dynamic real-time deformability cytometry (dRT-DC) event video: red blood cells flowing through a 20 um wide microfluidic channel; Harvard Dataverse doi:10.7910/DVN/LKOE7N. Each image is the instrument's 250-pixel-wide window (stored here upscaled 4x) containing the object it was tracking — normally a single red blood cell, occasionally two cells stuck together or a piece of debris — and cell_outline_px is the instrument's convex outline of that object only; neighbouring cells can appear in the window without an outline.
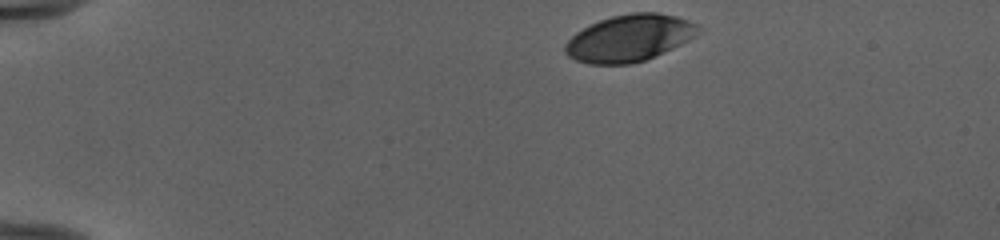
{"species": "human", "species_latin": "Homo sapiens", "temperature_condition": "cold", "stored_images_in_passage": 39, "camera_frame_rate_fps": 3000, "um_per_image_px": 0.085, "donor": {"sex": "female"}, "frame": {"image": 1, "passage_image": 1, "time_ms": 0.0, "image_size_px": [1000, 240], "cell_outline_px": [[704, 28], [696, 36], [664, 52], [644, 60], [628, 64], [588, 64], [576, 60], [568, 56], [564, 52], [564, 44], [576, 32], [600, 20], [612, 16], [632, 12], [656, 12], [676, 16], [688, 20]], "centroid_in_image_um": [53.51, 3.23], "position_along_channel_um": 31.5, "area_um2": 36.24}}
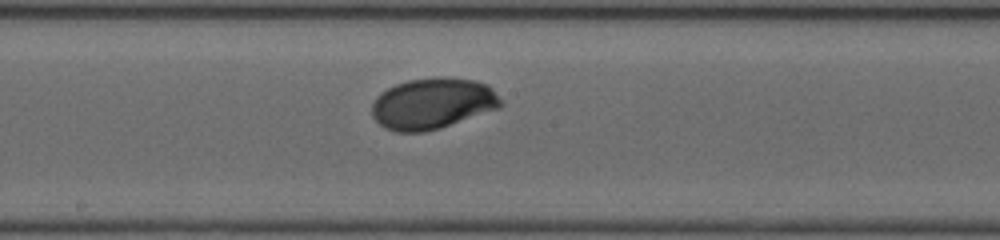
{"frame": {"image": 2, "passage_image": 21, "time_ms": 6.667, "image_size_px": [1000, 240], "cell_outline_px": [[504, 104], [500, 108], [440, 128], [424, 132], [396, 132], [384, 128], [372, 116], [372, 104], [376, 96], [380, 92], [396, 84], [408, 80], [444, 76], [476, 80], [488, 84], [504, 100]], "centroid_in_image_um": [36.81, 8.79], "position_along_channel_um": 211.4, "area_um2": 38.84}}
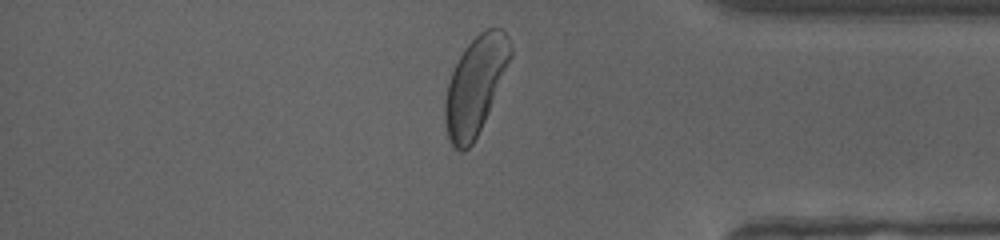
{"frame": {"image": 3, "passage_image": 36, "time_ms": 11.667, "image_size_px": [1000, 240], "cell_outline_px": [[512, 56], [484, 120], [472, 144], [464, 152], [460, 152], [452, 148], [448, 136], [444, 116], [444, 104], [448, 84], [452, 72], [464, 48], [480, 32], [488, 28], [500, 28], [508, 36], [512, 48]], "centroid_in_image_um": [40.39, 7.27], "position_along_channel_um": 394.8, "area_um2": 36.59}, "authors_computed_cell_mechanics": {"area_um2": 37.57, "velocity_mm_per_s": 3.9676, "shape_relaxation_time_tau1_ms": 1.7546, "shape_relaxation_time_tau2_ms": null, "deformation_change_tau1": 0.11, "deformation_change_tau2": null}}